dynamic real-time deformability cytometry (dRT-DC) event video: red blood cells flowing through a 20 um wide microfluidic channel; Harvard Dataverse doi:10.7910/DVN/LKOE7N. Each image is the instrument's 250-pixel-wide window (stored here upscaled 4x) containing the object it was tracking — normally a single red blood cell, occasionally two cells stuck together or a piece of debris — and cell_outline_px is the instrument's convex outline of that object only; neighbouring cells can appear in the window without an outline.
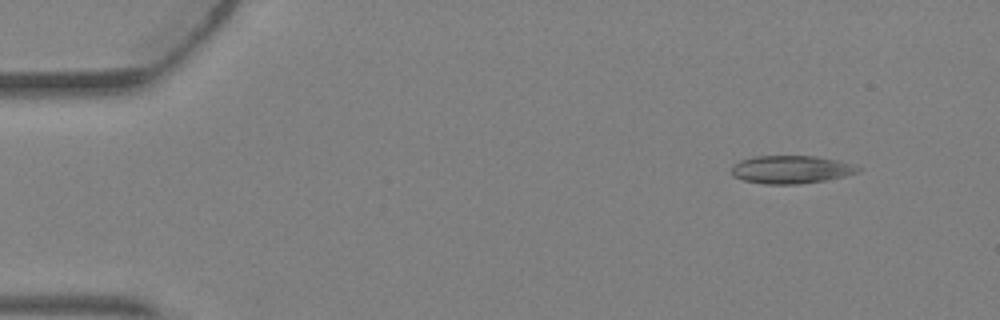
{"species": "Egyptian fruit bat (a non-hibernating species)", "species_latin": "Rousettus aegyptiacus", "temperature_condition": "warm", "stored_images_in_passage": 4, "camera_frame_rate_fps": 3000, "um_per_image_px": 0.085, "animal": {"sex": "female"}, "frame": {"image": 1, "passage_image": 2, "time_ms": 0.333, "image_size_px": [1000, 320], "cell_outline_px": [[864, 168], [860, 172], [844, 176], [824, 180], [800, 184], [764, 184], [744, 180], [732, 176], [732, 168], [740, 160], [756, 156], [816, 156], [836, 160]], "centroid_in_image_um": [67.26, 14.41], "position_along_channel_um": 17.7, "area_um2": 20.52}}
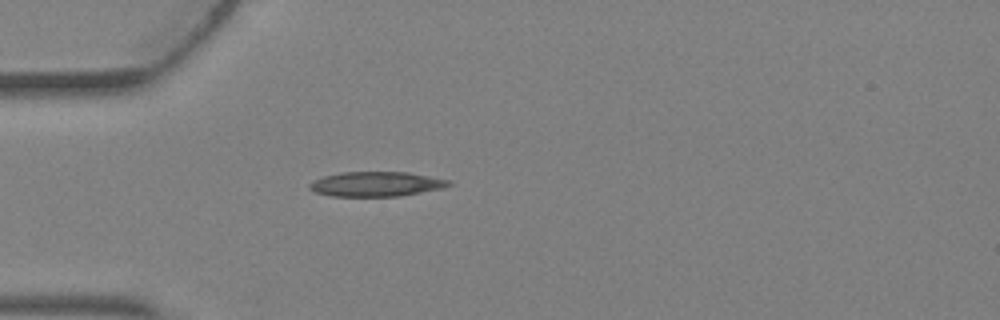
{"frame": {"image": 2, "passage_image": 4, "time_ms": 1.0, "image_size_px": [1000, 320], "cell_outline_px": [[452, 184], [444, 188], [400, 196], [332, 196], [316, 192], [308, 188], [308, 184], [312, 180], [324, 176], [340, 172], [408, 172], [452, 180]], "centroid_in_image_um": [31.99, 15.64], "position_along_channel_um": 53.0, "area_um2": 20.23}}